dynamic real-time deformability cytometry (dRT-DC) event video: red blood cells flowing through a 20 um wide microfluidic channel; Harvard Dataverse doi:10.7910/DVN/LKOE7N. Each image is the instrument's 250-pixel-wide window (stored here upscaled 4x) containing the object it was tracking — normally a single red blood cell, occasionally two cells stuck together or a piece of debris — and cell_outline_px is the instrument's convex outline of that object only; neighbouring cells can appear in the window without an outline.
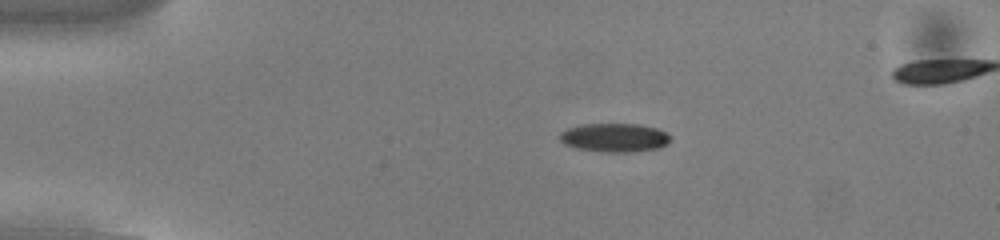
{"species": "common noctule bat (a hibernating species)", "species_latin": "Nyctalus noctula", "temperature_condition": "cold", "stored_images_in_passage": 54, "camera_frame_rate_fps": 3000, "um_per_image_px": 0.085, "animal": {"sex": "male", "body_mass_g": 13.0, "forearm_length_mm": 53.1}, "frame": {"image": 1, "passage_image": 12, "time_ms": 3.667, "image_size_px": [1000, 240], "cell_outline_px": [[668, 144], [660, 148], [632, 152], [608, 152], [576, 148], [564, 144], [556, 136], [560, 132], [568, 128], [580, 124], [640, 124], [656, 128], [664, 132], [668, 136]], "centroid_in_image_um": [52.18, 11.69], "position_along_channel_um": 32.8, "area_um2": 18.55}}
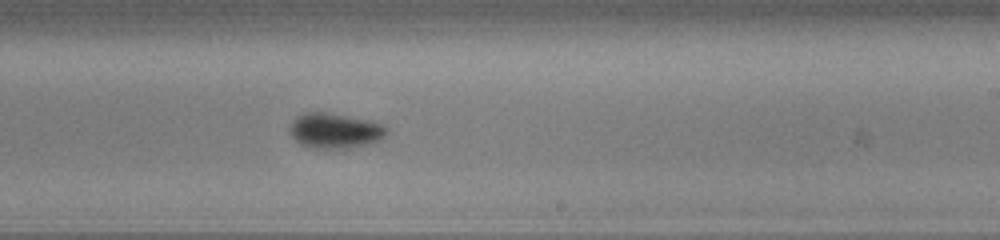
{"frame": {"image": 2, "passage_image": 33, "time_ms": 10.667, "image_size_px": [1000, 240], "cell_outline_px": [[388, 132], [380, 140], [372, 144], [348, 148], [308, 148], [300, 144], [288, 132], [288, 128], [296, 116], [304, 112], [324, 112], [372, 120], [384, 124], [388, 128]], "centroid_in_image_um": [28.48, 11.11], "position_along_channel_um": 260.5, "area_um2": 20.29}}
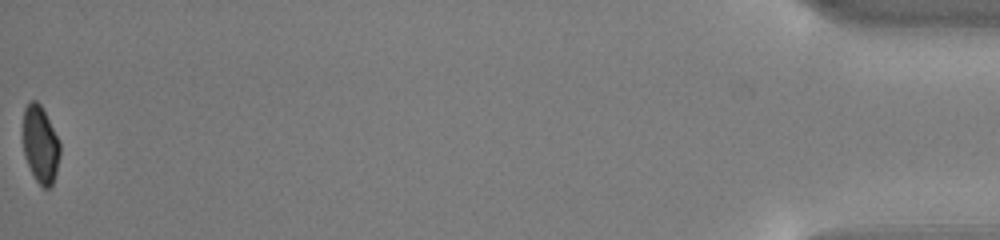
{"frame": {"image": 3, "passage_image": 54, "time_ms": 17.667, "image_size_px": [1000, 240], "cell_outline_px": [[60, 156], [56, 172], [52, 184], [48, 188], [44, 188], [36, 180], [24, 156], [24, 108], [32, 100], [36, 100], [40, 104], [60, 140]], "centroid_in_image_um": [3.46, 12.28], "position_along_channel_um": 431.7, "area_um2": 16.42}, "authors_computed_cell_mechanics": {"area_um2": 18.6116, "velocity_mm_per_s": 3.854, "shape_relaxation_time_tau1_ms": 2.2997, "shape_relaxation_time_tau2_ms": null, "deformation_change_tau1": 0.0653, "deformation_change_tau2": null}}